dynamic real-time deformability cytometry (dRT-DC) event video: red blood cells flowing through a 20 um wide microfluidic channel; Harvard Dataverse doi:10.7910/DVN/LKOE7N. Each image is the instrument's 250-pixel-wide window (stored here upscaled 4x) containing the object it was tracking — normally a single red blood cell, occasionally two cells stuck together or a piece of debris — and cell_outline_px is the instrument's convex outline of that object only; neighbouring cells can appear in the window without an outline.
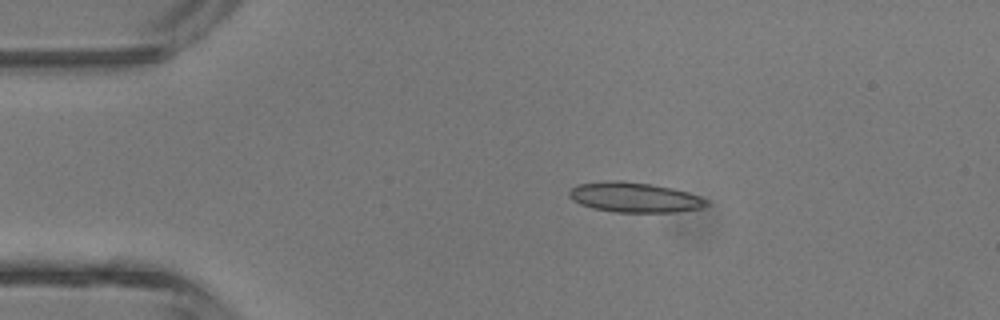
{"species": "common noctule bat (a hibernating species)", "species_latin": "Nyctalus noctula", "temperature_condition": "room temperature", "stored_images_in_passage": 5, "camera_frame_rate_fps": 3000, "um_per_image_px": 0.085, "animal": {"sex": "male", "body_mass_g": 13.3}, "frame": {"image": 1, "passage_image": 3, "time_ms": 2.333, "image_size_px": [1000, 320], "cell_outline_px": [[708, 204], [700, 208], [676, 212], [616, 212], [592, 208], [580, 204], [572, 200], [568, 196], [568, 192], [576, 184], [616, 180], [624, 180], [652, 184], [672, 188], [688, 192], [700, 196], [708, 200]], "centroid_in_image_um": [53.92, 16.77], "position_along_channel_um": 31.1, "area_um2": 24.1}}